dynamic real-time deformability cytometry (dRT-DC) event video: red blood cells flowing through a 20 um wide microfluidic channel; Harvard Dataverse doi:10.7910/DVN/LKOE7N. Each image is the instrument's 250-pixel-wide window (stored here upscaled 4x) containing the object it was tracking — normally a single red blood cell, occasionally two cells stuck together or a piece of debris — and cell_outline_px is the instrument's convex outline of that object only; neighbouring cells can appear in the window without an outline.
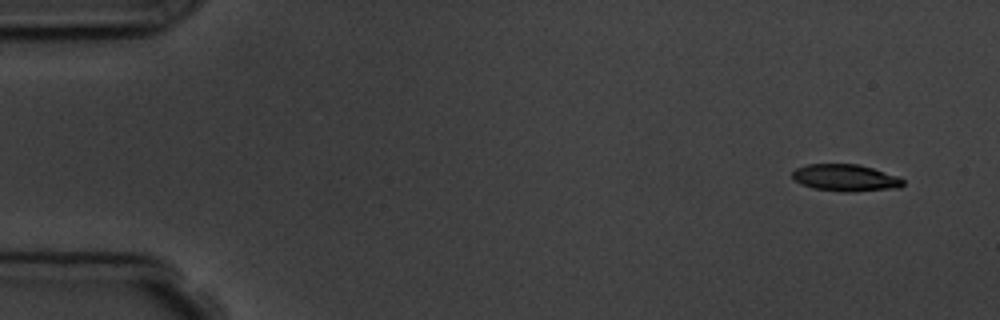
{"species": "common noctule bat (a hibernating species)", "species_latin": "Nyctalus noctula", "temperature_condition": "room temperature", "stored_images_in_passage": 9, "camera_frame_rate_fps": 3000, "um_per_image_px": 0.085, "animal": {"sex": "male", "body_mass_g": 19.5, "forearm_length_mm": 54.6}, "frame": {"image": 1, "passage_image": 1, "time_ms": 0.0, "image_size_px": [1000, 320], "cell_outline_px": [[904, 184], [900, 188], [852, 192], [840, 192], [812, 188], [800, 184], [792, 176], [792, 172], [796, 168], [808, 164], [860, 164], [896, 176], [904, 180]], "centroid_in_image_um": [71.86, 15.12], "position_along_channel_um": 13.1, "area_um2": 17.46}}